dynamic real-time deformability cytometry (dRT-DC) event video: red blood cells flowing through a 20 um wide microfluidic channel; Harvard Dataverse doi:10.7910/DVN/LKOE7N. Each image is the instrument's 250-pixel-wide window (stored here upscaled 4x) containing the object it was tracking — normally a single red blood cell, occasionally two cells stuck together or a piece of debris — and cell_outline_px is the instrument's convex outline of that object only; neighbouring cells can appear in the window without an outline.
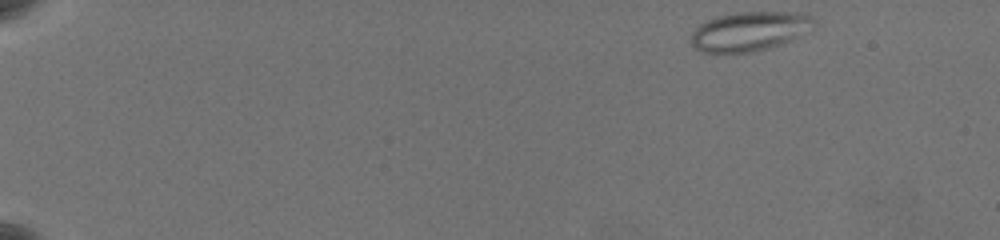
{"species": "common noctule bat (a hibernating species)", "species_latin": "Nyctalus noctula", "temperature_condition": "warm", "stored_images_in_passage": 55, "camera_frame_rate_fps": 3000, "um_per_image_px": 0.085, "animal": {"sex": "female", "body_mass_g": 19.5, "forearm_length_mm": 54.1}, "frame": {"image": 1, "passage_image": 1, "time_ms": 0.0, "image_size_px": [1000, 240], "cell_outline_px": [[816, 24], [812, 32], [792, 40], [768, 48], [752, 52], [704, 52], [696, 48], [692, 44], [692, 32], [700, 24], [708, 20], [720, 16], [736, 12], [780, 12], [812, 16], [816, 20]], "centroid_in_image_um": [63.79, 2.66], "position_along_channel_um": 21.2, "area_um2": 28.03}}
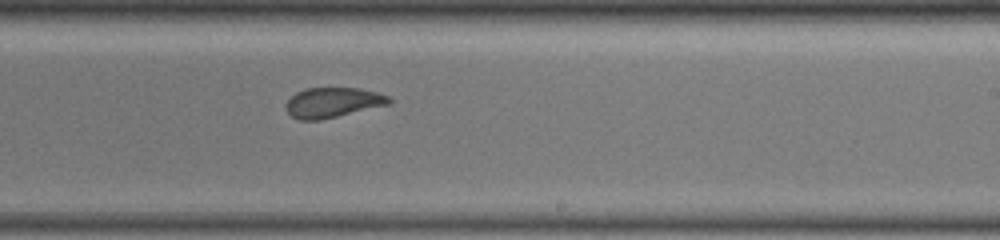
{"frame": {"image": 2, "passage_image": 34, "time_ms": 11.0, "image_size_px": [1000, 240], "cell_outline_px": [[392, 100], [388, 104], [320, 120], [300, 120], [292, 116], [288, 112], [284, 104], [296, 92], [304, 88], [360, 88], [376, 92], [388, 96]], "centroid_in_image_um": [28.25, 8.7], "position_along_channel_um": 260.8, "area_um2": 17.86}}
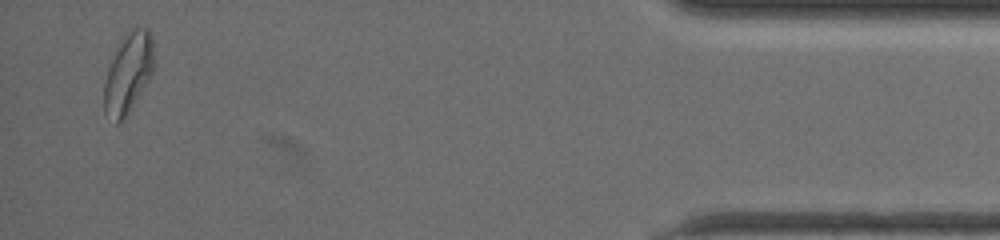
{"frame": {"image": 3, "passage_image": 53, "time_ms": 17.333, "image_size_px": [1000, 240], "cell_outline_px": [[152, 72], [148, 80], [124, 120], [116, 124], [104, 112], [104, 84], [108, 68], [124, 32], [136, 24], [148, 28], [152, 36]], "centroid_in_image_um": [10.88, 6.16], "position_along_channel_um": 424.3, "area_um2": 23.24}, "authors_computed_cell_mechanics": {"area_um2": 20.9236, "velocity_mm_per_s": 3.5699, "shape_relaxation_time_tau1_ms": 7.4345, "shape_relaxation_time_tau2_ms": 1.1668, "deformation_change_tau1": 0.1522, "deformation_change_tau2": 0.0662}}